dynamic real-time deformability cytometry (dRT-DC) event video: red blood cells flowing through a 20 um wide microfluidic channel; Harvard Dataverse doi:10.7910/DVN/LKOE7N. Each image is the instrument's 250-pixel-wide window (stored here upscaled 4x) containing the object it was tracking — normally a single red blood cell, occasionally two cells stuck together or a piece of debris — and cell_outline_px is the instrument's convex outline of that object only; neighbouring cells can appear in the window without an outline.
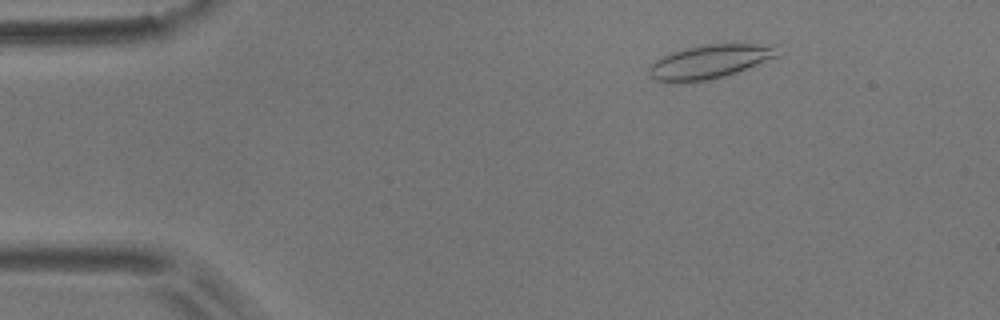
{"species": "common noctule bat (a hibernating species)", "species_latin": "Nyctalus noctula", "temperature_condition": "room temperature", "stored_images_in_passage": 3, "camera_frame_rate_fps": 3000, "um_per_image_px": 0.085, "animal": {"sex": "male", "body_mass_g": 17.9}, "frame": {"image": 1, "passage_image": 1, "time_ms": 0.0, "image_size_px": [1000, 320], "cell_outline_px": [[780, 56], [736, 72], [724, 76], [708, 80], [672, 84], [656, 80], [648, 76], [648, 64], [672, 52], [688, 48], [708, 44], [780, 44]], "centroid_in_image_um": [60.34, 5.25], "position_along_channel_um": 24.7, "area_um2": 25.72}}